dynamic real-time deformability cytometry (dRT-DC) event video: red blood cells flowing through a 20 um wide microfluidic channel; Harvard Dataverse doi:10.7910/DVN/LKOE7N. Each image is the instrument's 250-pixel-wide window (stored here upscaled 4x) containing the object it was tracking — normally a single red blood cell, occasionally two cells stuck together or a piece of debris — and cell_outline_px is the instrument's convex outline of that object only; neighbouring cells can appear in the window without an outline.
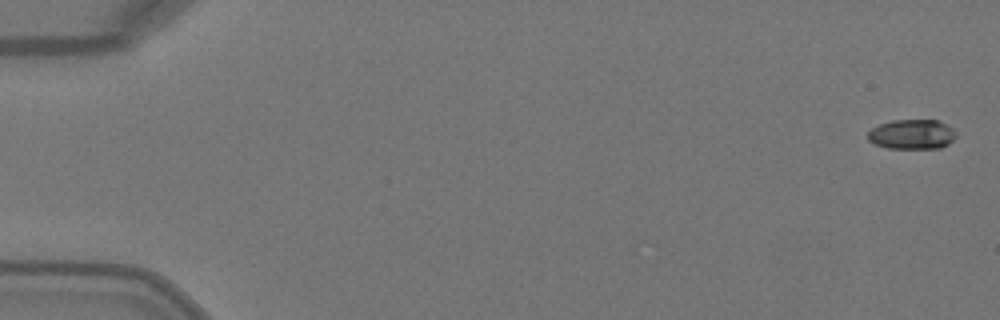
{"species": "Egyptian fruit bat (a non-hibernating species)", "species_latin": "Rousettus aegyptiacus", "temperature_condition": "warm", "stored_images_in_passage": 5, "camera_frame_rate_fps": 3000, "um_per_image_px": 0.085, "animal": {"sex": "female"}, "frame": {"image": 1, "passage_image": 1, "time_ms": 0.0, "image_size_px": [1000, 320], "cell_outline_px": [[956, 136], [948, 144], [940, 148], [888, 148], [876, 144], [868, 140], [868, 132], [872, 128], [880, 124], [892, 120], [940, 120], [948, 124], [956, 132]], "centroid_in_image_um": [77.54, 11.4], "position_along_channel_um": 7.5, "area_um2": 15.32}}
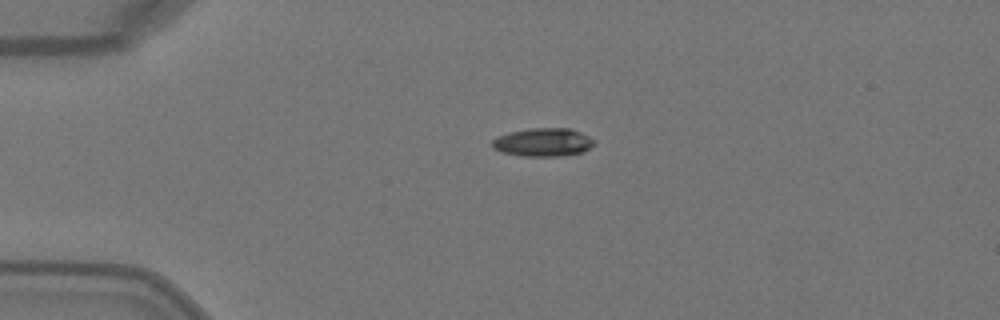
{"frame": {"image": 2, "passage_image": 4, "time_ms": 1.0, "image_size_px": [1000, 320], "cell_outline_px": [[596, 144], [580, 152], [560, 156], [520, 156], [500, 152], [492, 148], [492, 140], [496, 136], [508, 132], [528, 128], [572, 128], [596, 140]], "centroid_in_image_um": [46.12, 12.08], "position_along_channel_um": 38.9, "area_um2": 17.05}}